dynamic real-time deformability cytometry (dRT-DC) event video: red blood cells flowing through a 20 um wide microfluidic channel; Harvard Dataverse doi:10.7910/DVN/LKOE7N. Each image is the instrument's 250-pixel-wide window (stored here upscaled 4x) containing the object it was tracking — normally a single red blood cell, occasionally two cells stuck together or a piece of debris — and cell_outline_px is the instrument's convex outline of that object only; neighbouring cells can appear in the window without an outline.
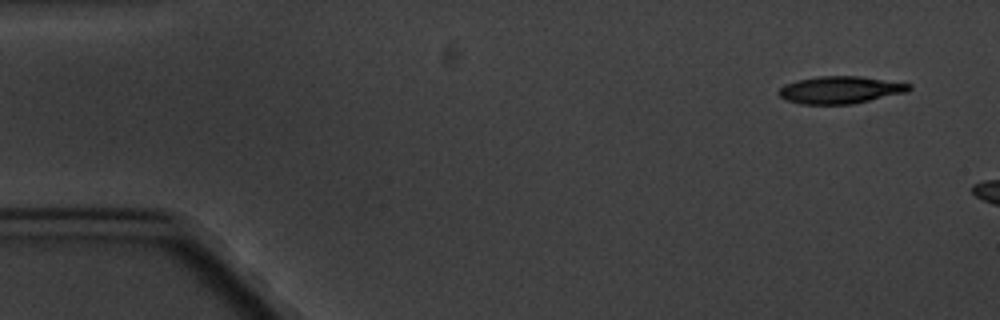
{"species": "common noctule bat (a hibernating species)", "species_latin": "Nyctalus noctula", "temperature_condition": "cold", "stored_images_in_passage": 3, "camera_frame_rate_fps": 3000, "um_per_image_px": 0.085, "animal": {"sex": "male", "body_mass_g": 20.1, "forearm_length_mm": 53.5}, "frame": {"image": 1, "passage_image": 1, "time_ms": 0.0, "image_size_px": [1000, 320], "cell_outline_px": [[912, 88], [908, 92], [852, 104], [800, 104], [784, 100], [776, 92], [784, 84], [796, 80], [816, 76], [860, 76], [912, 84]], "centroid_in_image_um": [71.39, 7.64], "position_along_channel_um": 13.6, "area_um2": 20.98}}